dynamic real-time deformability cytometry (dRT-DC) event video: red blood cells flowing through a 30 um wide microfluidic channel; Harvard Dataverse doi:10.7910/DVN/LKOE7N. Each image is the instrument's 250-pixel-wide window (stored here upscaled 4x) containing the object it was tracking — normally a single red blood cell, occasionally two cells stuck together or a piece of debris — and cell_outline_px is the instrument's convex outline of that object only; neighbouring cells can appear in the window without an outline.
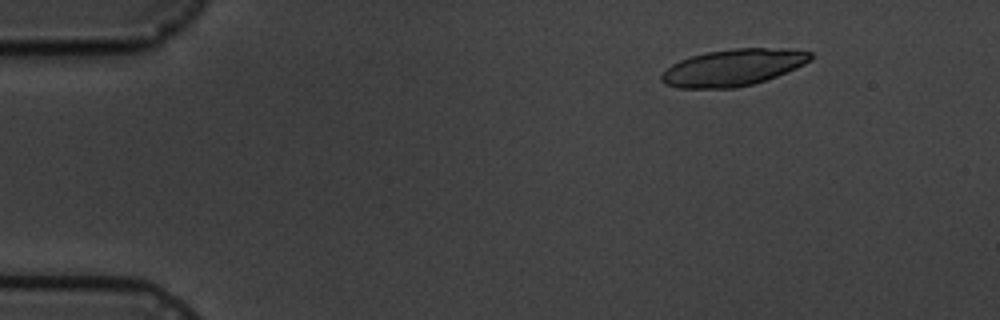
{"species": "common noctule bat (a hibernating species)", "species_latin": "Nyctalus noctula", "temperature_condition": "cold", "stored_images_in_passage": 7, "camera_frame_rate_fps": 3000, "um_per_image_px": 0.085, "animal": {"sex": "male", "body_mass_g": 19.5, "forearm_length_mm": 54.6}, "frame": {"image": 1, "passage_image": 3, "time_ms": 2.333, "image_size_px": [1000, 320], "cell_outline_px": [[812, 60], [796, 68], [776, 76], [752, 84], [736, 88], [676, 88], [664, 84], [660, 80], [660, 76], [672, 64], [680, 60], [704, 52], [736, 48], [792, 48], [812, 52]], "centroid_in_image_um": [62.32, 5.73], "position_along_channel_um": 22.7, "area_um2": 32.02}}